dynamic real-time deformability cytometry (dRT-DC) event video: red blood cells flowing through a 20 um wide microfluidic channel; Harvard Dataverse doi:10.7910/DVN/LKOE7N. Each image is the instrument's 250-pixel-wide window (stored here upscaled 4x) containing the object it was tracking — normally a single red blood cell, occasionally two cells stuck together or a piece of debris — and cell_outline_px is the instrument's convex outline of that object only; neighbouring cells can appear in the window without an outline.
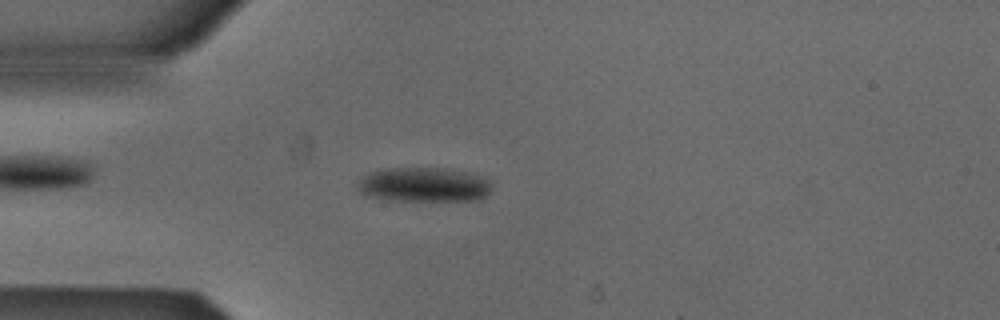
{"species": "Egyptian fruit bat (a non-hibernating species)", "species_latin": "Rousettus aegyptiacus", "temperature_condition": "cold", "stored_images_in_passage": 53, "camera_frame_rate_fps": 3000, "um_per_image_px": 0.085, "animal": {"sex": "male"}, "frame": {"image": 1, "passage_image": 14, "time_ms": 4.333, "image_size_px": [1000, 320], "cell_outline_px": [[488, 192], [480, 200], [384, 200], [364, 196], [356, 188], [356, 184], [368, 172], [384, 168], [444, 168], [480, 176], [488, 180]], "centroid_in_image_um": [35.9, 15.7], "position_along_channel_um": 49.1, "area_um2": 26.82}}
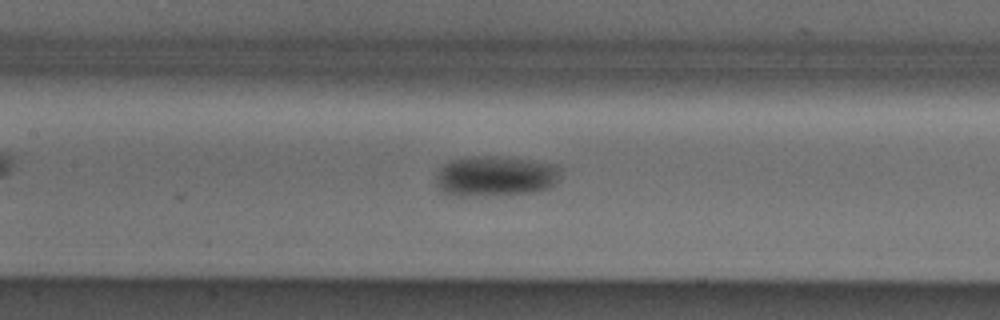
{"frame": {"image": 2, "passage_image": 24, "time_ms": 7.667, "image_size_px": [1000, 320], "cell_outline_px": [[560, 168], [556, 184], [552, 188], [536, 192], [484, 196], [456, 196], [444, 192], [436, 184], [436, 176], [440, 168], [444, 164], [452, 160], [472, 156], [492, 156], [528, 160], [556, 164]], "centroid_in_image_um": [42.12, 14.99], "position_along_channel_um": 165.3, "area_um2": 29.48}}
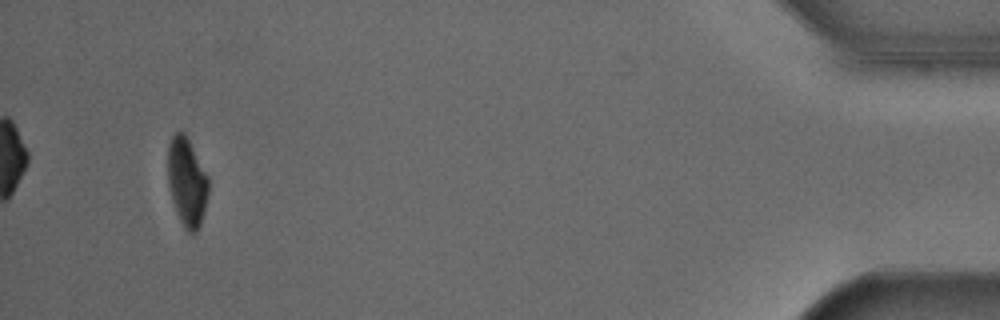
{"frame": {"image": 3, "passage_image": 50, "time_ms": 16.333, "image_size_px": [1000, 320], "cell_outline_px": [[208, 192], [200, 224], [196, 232], [192, 236], [184, 228], [176, 212], [172, 200], [168, 184], [168, 144], [172, 136], [176, 132], [184, 132], [208, 176]], "centroid_in_image_um": [15.87, 15.48], "position_along_channel_um": 419.3, "area_um2": 20.75}, "authors_computed_cell_mechanics": {"area_um2": 25.0274, "velocity_mm_per_s": 3.8578, "shape_relaxation_time_tau1_ms": 4.6424, "shape_relaxation_time_tau2_ms": null, "deformation_change_tau1": 0.0951, "deformation_change_tau2": null}}